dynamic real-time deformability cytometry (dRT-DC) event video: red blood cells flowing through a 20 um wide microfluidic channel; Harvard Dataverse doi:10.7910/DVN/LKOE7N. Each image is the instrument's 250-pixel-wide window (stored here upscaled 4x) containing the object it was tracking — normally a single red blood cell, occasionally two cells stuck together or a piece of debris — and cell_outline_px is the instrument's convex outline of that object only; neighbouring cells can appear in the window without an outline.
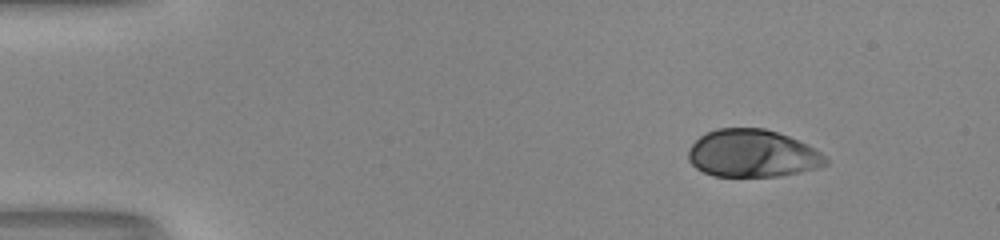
{"species": "human", "species_latin": "Homo sapiens", "temperature_condition": "room temperature", "stored_images_in_passage": 11, "camera_frame_rate_fps": 3000, "um_per_image_px": 0.085, "donor": {"sex": "male"}, "frame": {"image": 1, "passage_image": 1, "time_ms": 0.0, "image_size_px": [1000, 240], "cell_outline_px": [[828, 164], [816, 168], [780, 176], [716, 176], [704, 172], [696, 168], [688, 160], [688, 148], [700, 136], [716, 128], [764, 128], [788, 136], [820, 152], [828, 160]], "centroid_in_image_um": [63.92, 13.04], "position_along_channel_um": 21.1, "area_um2": 37.74}}